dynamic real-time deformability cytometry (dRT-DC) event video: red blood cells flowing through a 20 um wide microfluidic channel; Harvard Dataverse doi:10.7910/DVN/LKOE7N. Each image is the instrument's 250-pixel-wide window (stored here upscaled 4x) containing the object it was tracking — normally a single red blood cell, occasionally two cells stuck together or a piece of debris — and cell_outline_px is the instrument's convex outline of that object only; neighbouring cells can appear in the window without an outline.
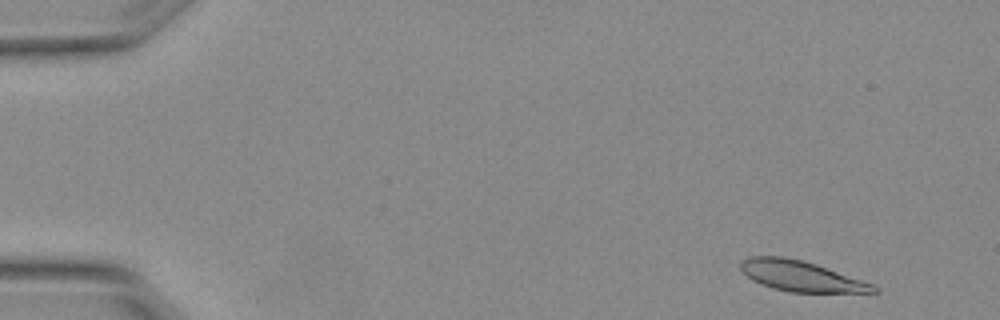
{"species": "Egyptian fruit bat (a non-hibernating species)", "species_latin": "Rousettus aegyptiacus", "temperature_condition": "warm", "stored_images_in_passage": 4, "camera_frame_rate_fps": 3000, "um_per_image_px": 0.085, "animal": {"sex": "female"}, "frame": {"image": 1, "passage_image": 1, "time_ms": 0.0, "image_size_px": [1000, 320], "cell_outline_px": [[880, 292], [788, 292], [772, 288], [752, 280], [740, 268], [740, 260], [748, 256], [784, 256], [816, 264], [876, 284], [880, 288]], "centroid_in_image_um": [68.12, 23.46], "position_along_channel_um": 16.9, "area_um2": 23.76}}
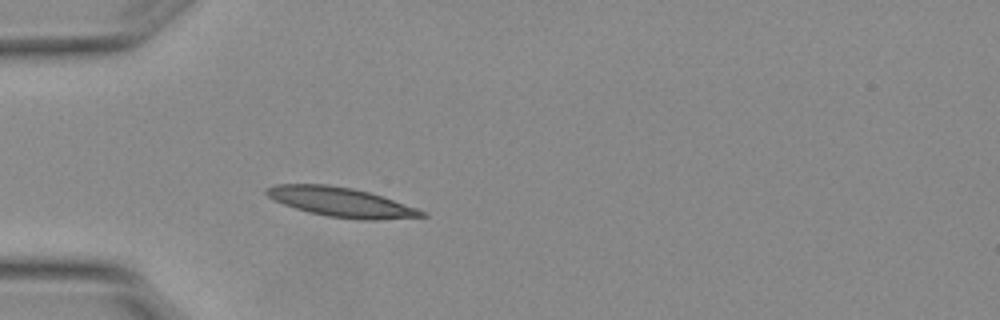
{"frame": {"image": 2, "passage_image": 4, "time_ms": 1.0, "image_size_px": [1000, 320], "cell_outline_px": [[428, 216], [380, 220], [360, 220], [328, 216], [308, 212], [284, 204], [268, 196], [264, 192], [264, 188], [276, 184], [328, 184], [352, 188], [368, 192], [428, 212]], "centroid_in_image_um": [28.99, 17.18], "position_along_channel_um": 56.0, "area_um2": 26.47}}